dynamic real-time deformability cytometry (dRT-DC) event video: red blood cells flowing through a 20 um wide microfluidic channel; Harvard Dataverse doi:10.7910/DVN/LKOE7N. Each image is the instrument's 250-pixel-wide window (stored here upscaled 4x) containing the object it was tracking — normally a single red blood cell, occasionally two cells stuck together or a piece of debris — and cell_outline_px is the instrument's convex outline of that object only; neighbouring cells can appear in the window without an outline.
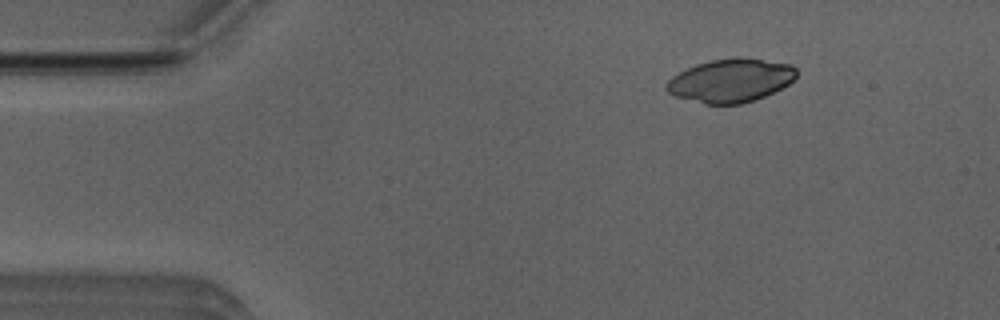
{"species": "Egyptian fruit bat (a non-hibernating species)", "species_latin": "Rousettus aegyptiacus", "temperature_condition": "room temperature", "stored_images_in_passage": 45, "camera_frame_rate_fps": 3000, "um_per_image_px": 0.085, "animal": {"sex": "male"}, "frame": {"image": 1, "passage_image": 1, "time_ms": 0.0, "image_size_px": [1000, 320], "cell_outline_px": [[796, 76], [788, 84], [764, 96], [740, 104], [704, 104], [676, 96], [668, 92], [664, 88], [664, 84], [672, 76], [696, 64], [712, 60], [760, 60], [792, 64], [796, 68]], "centroid_in_image_um": [62.06, 6.88], "position_along_channel_um": 22.9, "area_um2": 31.91}}
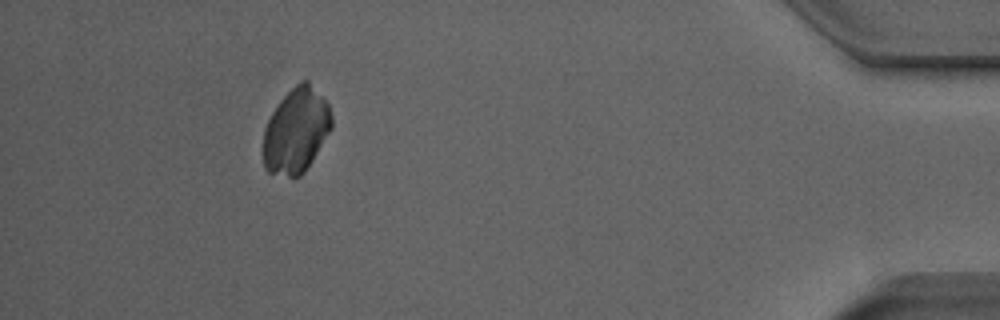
{"frame": {"image": 2, "passage_image": 41, "time_ms": 13.333, "image_size_px": [1000, 320], "cell_outline_px": [[332, 128], [312, 160], [304, 172], [300, 176], [288, 176], [268, 172], [264, 168], [264, 128], [272, 112], [280, 100], [300, 80], [308, 80], [328, 104], [332, 116]], "centroid_in_image_um": [25.17, 11.09], "position_along_channel_um": 410.0, "area_um2": 33.58}}